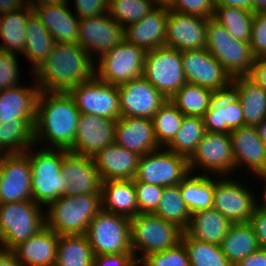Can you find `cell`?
<instances>
[{"instance_id": "6da1fadb", "label": "cell", "mask_w": 266, "mask_h": 266, "mask_svg": "<svg viewBox=\"0 0 266 266\" xmlns=\"http://www.w3.org/2000/svg\"><path fill=\"white\" fill-rule=\"evenodd\" d=\"M80 114L68 92H40L34 124L35 145L39 142L43 148L53 146L69 151L75 143Z\"/></svg>"}, {"instance_id": "7a4b0ae2", "label": "cell", "mask_w": 266, "mask_h": 266, "mask_svg": "<svg viewBox=\"0 0 266 266\" xmlns=\"http://www.w3.org/2000/svg\"><path fill=\"white\" fill-rule=\"evenodd\" d=\"M95 63L80 44L57 43L33 79L40 92H69L95 76Z\"/></svg>"}, {"instance_id": "3957f363", "label": "cell", "mask_w": 266, "mask_h": 266, "mask_svg": "<svg viewBox=\"0 0 266 266\" xmlns=\"http://www.w3.org/2000/svg\"><path fill=\"white\" fill-rule=\"evenodd\" d=\"M45 225L59 235L86 234L102 210V194L62 196L47 206Z\"/></svg>"}, {"instance_id": "277c9868", "label": "cell", "mask_w": 266, "mask_h": 266, "mask_svg": "<svg viewBox=\"0 0 266 266\" xmlns=\"http://www.w3.org/2000/svg\"><path fill=\"white\" fill-rule=\"evenodd\" d=\"M33 147L38 146L34 145L25 152L29 157L32 172V200L42 207L48 206L64 196L69 184L61 170L65 150L42 147L32 151Z\"/></svg>"}, {"instance_id": "5b68a950", "label": "cell", "mask_w": 266, "mask_h": 266, "mask_svg": "<svg viewBox=\"0 0 266 266\" xmlns=\"http://www.w3.org/2000/svg\"><path fill=\"white\" fill-rule=\"evenodd\" d=\"M43 211L33 200L0 204V249L11 251L43 228Z\"/></svg>"}, {"instance_id": "8992f818", "label": "cell", "mask_w": 266, "mask_h": 266, "mask_svg": "<svg viewBox=\"0 0 266 266\" xmlns=\"http://www.w3.org/2000/svg\"><path fill=\"white\" fill-rule=\"evenodd\" d=\"M182 234L183 230L177 225L152 213H139L130 218L131 249L139 262L149 254L176 246Z\"/></svg>"}, {"instance_id": "52a82bcc", "label": "cell", "mask_w": 266, "mask_h": 266, "mask_svg": "<svg viewBox=\"0 0 266 266\" xmlns=\"http://www.w3.org/2000/svg\"><path fill=\"white\" fill-rule=\"evenodd\" d=\"M206 49L222 65L231 78L250 76L254 56L249 42L234 39L213 18L208 20Z\"/></svg>"}, {"instance_id": "ba28073f", "label": "cell", "mask_w": 266, "mask_h": 266, "mask_svg": "<svg viewBox=\"0 0 266 266\" xmlns=\"http://www.w3.org/2000/svg\"><path fill=\"white\" fill-rule=\"evenodd\" d=\"M86 236L94 256L133 253L130 218L101 210L90 222Z\"/></svg>"}, {"instance_id": "9c48e42d", "label": "cell", "mask_w": 266, "mask_h": 266, "mask_svg": "<svg viewBox=\"0 0 266 266\" xmlns=\"http://www.w3.org/2000/svg\"><path fill=\"white\" fill-rule=\"evenodd\" d=\"M142 76L170 99L187 83L181 51L167 46L146 51Z\"/></svg>"}, {"instance_id": "30bf717a", "label": "cell", "mask_w": 266, "mask_h": 266, "mask_svg": "<svg viewBox=\"0 0 266 266\" xmlns=\"http://www.w3.org/2000/svg\"><path fill=\"white\" fill-rule=\"evenodd\" d=\"M146 51L125 39L95 64V76L111 85H120L142 77Z\"/></svg>"}, {"instance_id": "8fae6325", "label": "cell", "mask_w": 266, "mask_h": 266, "mask_svg": "<svg viewBox=\"0 0 266 266\" xmlns=\"http://www.w3.org/2000/svg\"><path fill=\"white\" fill-rule=\"evenodd\" d=\"M189 174L185 156L160 147L140 156L133 181L168 187L179 185Z\"/></svg>"}, {"instance_id": "7c38bea8", "label": "cell", "mask_w": 266, "mask_h": 266, "mask_svg": "<svg viewBox=\"0 0 266 266\" xmlns=\"http://www.w3.org/2000/svg\"><path fill=\"white\" fill-rule=\"evenodd\" d=\"M199 166V167H198ZM196 168L203 175L230 176L236 173L232 144L229 134L206 132L197 145L196 151L188 159V169L193 173Z\"/></svg>"}, {"instance_id": "4fadbf2b", "label": "cell", "mask_w": 266, "mask_h": 266, "mask_svg": "<svg viewBox=\"0 0 266 266\" xmlns=\"http://www.w3.org/2000/svg\"><path fill=\"white\" fill-rule=\"evenodd\" d=\"M237 181L229 176L216 177L212 208L232 223H249L259 201L251 188Z\"/></svg>"}, {"instance_id": "5bb4252c", "label": "cell", "mask_w": 266, "mask_h": 266, "mask_svg": "<svg viewBox=\"0 0 266 266\" xmlns=\"http://www.w3.org/2000/svg\"><path fill=\"white\" fill-rule=\"evenodd\" d=\"M80 113L118 120L121 117L117 85H111L94 76L68 92Z\"/></svg>"}, {"instance_id": "9a60e30c", "label": "cell", "mask_w": 266, "mask_h": 266, "mask_svg": "<svg viewBox=\"0 0 266 266\" xmlns=\"http://www.w3.org/2000/svg\"><path fill=\"white\" fill-rule=\"evenodd\" d=\"M181 56L187 83L207 87L216 93L230 90L232 78L206 48L181 51Z\"/></svg>"}, {"instance_id": "2e32d148", "label": "cell", "mask_w": 266, "mask_h": 266, "mask_svg": "<svg viewBox=\"0 0 266 266\" xmlns=\"http://www.w3.org/2000/svg\"><path fill=\"white\" fill-rule=\"evenodd\" d=\"M0 204L32 200V172L28 155L0 154Z\"/></svg>"}, {"instance_id": "e0dca14e", "label": "cell", "mask_w": 266, "mask_h": 266, "mask_svg": "<svg viewBox=\"0 0 266 266\" xmlns=\"http://www.w3.org/2000/svg\"><path fill=\"white\" fill-rule=\"evenodd\" d=\"M78 39L79 44L94 61L92 54H98L100 59L124 40V27L108 13L98 17L82 18L79 21Z\"/></svg>"}, {"instance_id": "ac0fdd59", "label": "cell", "mask_w": 266, "mask_h": 266, "mask_svg": "<svg viewBox=\"0 0 266 266\" xmlns=\"http://www.w3.org/2000/svg\"><path fill=\"white\" fill-rule=\"evenodd\" d=\"M121 117L152 119L168 100L143 76L118 85Z\"/></svg>"}, {"instance_id": "d6986e66", "label": "cell", "mask_w": 266, "mask_h": 266, "mask_svg": "<svg viewBox=\"0 0 266 266\" xmlns=\"http://www.w3.org/2000/svg\"><path fill=\"white\" fill-rule=\"evenodd\" d=\"M208 20L168 9L165 46L178 51L206 48Z\"/></svg>"}, {"instance_id": "ffe728a7", "label": "cell", "mask_w": 266, "mask_h": 266, "mask_svg": "<svg viewBox=\"0 0 266 266\" xmlns=\"http://www.w3.org/2000/svg\"><path fill=\"white\" fill-rule=\"evenodd\" d=\"M61 170L69 183L64 196L101 194L102 180L92 157L65 150Z\"/></svg>"}, {"instance_id": "44dd1931", "label": "cell", "mask_w": 266, "mask_h": 266, "mask_svg": "<svg viewBox=\"0 0 266 266\" xmlns=\"http://www.w3.org/2000/svg\"><path fill=\"white\" fill-rule=\"evenodd\" d=\"M115 120L81 113L75 143L69 150L78 155L95 156L101 149L114 142Z\"/></svg>"}, {"instance_id": "7402d4cb", "label": "cell", "mask_w": 266, "mask_h": 266, "mask_svg": "<svg viewBox=\"0 0 266 266\" xmlns=\"http://www.w3.org/2000/svg\"><path fill=\"white\" fill-rule=\"evenodd\" d=\"M232 152L237 167L249 168L255 176L266 173V145L260 139L255 126H240L230 133Z\"/></svg>"}, {"instance_id": "603a6c76", "label": "cell", "mask_w": 266, "mask_h": 266, "mask_svg": "<svg viewBox=\"0 0 266 266\" xmlns=\"http://www.w3.org/2000/svg\"><path fill=\"white\" fill-rule=\"evenodd\" d=\"M114 142L140 156L160 148L149 118L120 117L115 123Z\"/></svg>"}, {"instance_id": "cb8c5ba5", "label": "cell", "mask_w": 266, "mask_h": 266, "mask_svg": "<svg viewBox=\"0 0 266 266\" xmlns=\"http://www.w3.org/2000/svg\"><path fill=\"white\" fill-rule=\"evenodd\" d=\"M167 6H157L142 20L124 27V39L145 51L165 46Z\"/></svg>"}, {"instance_id": "d4e9b609", "label": "cell", "mask_w": 266, "mask_h": 266, "mask_svg": "<svg viewBox=\"0 0 266 266\" xmlns=\"http://www.w3.org/2000/svg\"><path fill=\"white\" fill-rule=\"evenodd\" d=\"M70 0L33 9L41 23L48 29L57 43L79 44V21L69 8Z\"/></svg>"}, {"instance_id": "484cf974", "label": "cell", "mask_w": 266, "mask_h": 266, "mask_svg": "<svg viewBox=\"0 0 266 266\" xmlns=\"http://www.w3.org/2000/svg\"><path fill=\"white\" fill-rule=\"evenodd\" d=\"M60 235L46 225L11 252L22 266H52L56 264Z\"/></svg>"}, {"instance_id": "4316f807", "label": "cell", "mask_w": 266, "mask_h": 266, "mask_svg": "<svg viewBox=\"0 0 266 266\" xmlns=\"http://www.w3.org/2000/svg\"><path fill=\"white\" fill-rule=\"evenodd\" d=\"M92 158L101 180L108 181L133 179L136 175L140 155L112 142Z\"/></svg>"}, {"instance_id": "83f0119b", "label": "cell", "mask_w": 266, "mask_h": 266, "mask_svg": "<svg viewBox=\"0 0 266 266\" xmlns=\"http://www.w3.org/2000/svg\"><path fill=\"white\" fill-rule=\"evenodd\" d=\"M40 88L18 85L0 91V122L35 121Z\"/></svg>"}, {"instance_id": "f1b7e54d", "label": "cell", "mask_w": 266, "mask_h": 266, "mask_svg": "<svg viewBox=\"0 0 266 266\" xmlns=\"http://www.w3.org/2000/svg\"><path fill=\"white\" fill-rule=\"evenodd\" d=\"M230 90L241 103L244 125L256 126L266 118V91L254 79L234 77Z\"/></svg>"}, {"instance_id": "f546056e", "label": "cell", "mask_w": 266, "mask_h": 266, "mask_svg": "<svg viewBox=\"0 0 266 266\" xmlns=\"http://www.w3.org/2000/svg\"><path fill=\"white\" fill-rule=\"evenodd\" d=\"M102 209L128 218L139 214L133 179L102 181Z\"/></svg>"}, {"instance_id": "4dcf8cb0", "label": "cell", "mask_w": 266, "mask_h": 266, "mask_svg": "<svg viewBox=\"0 0 266 266\" xmlns=\"http://www.w3.org/2000/svg\"><path fill=\"white\" fill-rule=\"evenodd\" d=\"M232 224L220 212L211 208L192 213L185 232L196 240L220 246Z\"/></svg>"}, {"instance_id": "1f68e13d", "label": "cell", "mask_w": 266, "mask_h": 266, "mask_svg": "<svg viewBox=\"0 0 266 266\" xmlns=\"http://www.w3.org/2000/svg\"><path fill=\"white\" fill-rule=\"evenodd\" d=\"M54 38L40 19L32 12L26 22V44L23 55L33 66L30 71L34 73L47 59L53 45Z\"/></svg>"}, {"instance_id": "d6a6232c", "label": "cell", "mask_w": 266, "mask_h": 266, "mask_svg": "<svg viewBox=\"0 0 266 266\" xmlns=\"http://www.w3.org/2000/svg\"><path fill=\"white\" fill-rule=\"evenodd\" d=\"M220 247L233 266L260 249L255 231L249 223H233Z\"/></svg>"}, {"instance_id": "836d02e7", "label": "cell", "mask_w": 266, "mask_h": 266, "mask_svg": "<svg viewBox=\"0 0 266 266\" xmlns=\"http://www.w3.org/2000/svg\"><path fill=\"white\" fill-rule=\"evenodd\" d=\"M33 12L28 6L0 15V50L22 53L26 44V22Z\"/></svg>"}, {"instance_id": "e575fe53", "label": "cell", "mask_w": 266, "mask_h": 266, "mask_svg": "<svg viewBox=\"0 0 266 266\" xmlns=\"http://www.w3.org/2000/svg\"><path fill=\"white\" fill-rule=\"evenodd\" d=\"M215 189L214 176L190 173L181 183L180 192L190 213L211 209Z\"/></svg>"}, {"instance_id": "d590c367", "label": "cell", "mask_w": 266, "mask_h": 266, "mask_svg": "<svg viewBox=\"0 0 266 266\" xmlns=\"http://www.w3.org/2000/svg\"><path fill=\"white\" fill-rule=\"evenodd\" d=\"M216 96L212 89L185 83L169 100L183 115L203 117Z\"/></svg>"}, {"instance_id": "8d00e7d4", "label": "cell", "mask_w": 266, "mask_h": 266, "mask_svg": "<svg viewBox=\"0 0 266 266\" xmlns=\"http://www.w3.org/2000/svg\"><path fill=\"white\" fill-rule=\"evenodd\" d=\"M94 254L86 234L60 235L57 266H93Z\"/></svg>"}, {"instance_id": "74e56055", "label": "cell", "mask_w": 266, "mask_h": 266, "mask_svg": "<svg viewBox=\"0 0 266 266\" xmlns=\"http://www.w3.org/2000/svg\"><path fill=\"white\" fill-rule=\"evenodd\" d=\"M35 121L0 122V154L24 153L34 146Z\"/></svg>"}, {"instance_id": "f35d334b", "label": "cell", "mask_w": 266, "mask_h": 266, "mask_svg": "<svg viewBox=\"0 0 266 266\" xmlns=\"http://www.w3.org/2000/svg\"><path fill=\"white\" fill-rule=\"evenodd\" d=\"M152 214L167 222L174 223L183 231L188 228L191 213L182 198L180 184L164 187L158 207Z\"/></svg>"}, {"instance_id": "ab89813d", "label": "cell", "mask_w": 266, "mask_h": 266, "mask_svg": "<svg viewBox=\"0 0 266 266\" xmlns=\"http://www.w3.org/2000/svg\"><path fill=\"white\" fill-rule=\"evenodd\" d=\"M254 12L240 7L216 5L213 19L237 40L249 42Z\"/></svg>"}, {"instance_id": "60d3db41", "label": "cell", "mask_w": 266, "mask_h": 266, "mask_svg": "<svg viewBox=\"0 0 266 266\" xmlns=\"http://www.w3.org/2000/svg\"><path fill=\"white\" fill-rule=\"evenodd\" d=\"M205 133L203 117L184 115L179 131L164 148L189 159L196 151L197 145Z\"/></svg>"}, {"instance_id": "b9f144b4", "label": "cell", "mask_w": 266, "mask_h": 266, "mask_svg": "<svg viewBox=\"0 0 266 266\" xmlns=\"http://www.w3.org/2000/svg\"><path fill=\"white\" fill-rule=\"evenodd\" d=\"M181 241L187 249L190 266H233L219 245L196 240L185 231Z\"/></svg>"}, {"instance_id": "7bdbcfd3", "label": "cell", "mask_w": 266, "mask_h": 266, "mask_svg": "<svg viewBox=\"0 0 266 266\" xmlns=\"http://www.w3.org/2000/svg\"><path fill=\"white\" fill-rule=\"evenodd\" d=\"M184 115L168 99L154 114L152 120L158 145L166 147L179 131ZM165 145V146H164Z\"/></svg>"}, {"instance_id": "ee69618b", "label": "cell", "mask_w": 266, "mask_h": 266, "mask_svg": "<svg viewBox=\"0 0 266 266\" xmlns=\"http://www.w3.org/2000/svg\"><path fill=\"white\" fill-rule=\"evenodd\" d=\"M157 6L153 0H109L107 13L125 27L142 20Z\"/></svg>"}, {"instance_id": "f6af8a7d", "label": "cell", "mask_w": 266, "mask_h": 266, "mask_svg": "<svg viewBox=\"0 0 266 266\" xmlns=\"http://www.w3.org/2000/svg\"><path fill=\"white\" fill-rule=\"evenodd\" d=\"M140 266H190L189 255L183 242L162 252L145 256Z\"/></svg>"}, {"instance_id": "bcb514c9", "label": "cell", "mask_w": 266, "mask_h": 266, "mask_svg": "<svg viewBox=\"0 0 266 266\" xmlns=\"http://www.w3.org/2000/svg\"><path fill=\"white\" fill-rule=\"evenodd\" d=\"M139 213H153L161 200L164 187L134 181Z\"/></svg>"}, {"instance_id": "7dc6e473", "label": "cell", "mask_w": 266, "mask_h": 266, "mask_svg": "<svg viewBox=\"0 0 266 266\" xmlns=\"http://www.w3.org/2000/svg\"><path fill=\"white\" fill-rule=\"evenodd\" d=\"M18 54L0 50V91L21 85Z\"/></svg>"}, {"instance_id": "c3c4849f", "label": "cell", "mask_w": 266, "mask_h": 266, "mask_svg": "<svg viewBox=\"0 0 266 266\" xmlns=\"http://www.w3.org/2000/svg\"><path fill=\"white\" fill-rule=\"evenodd\" d=\"M215 0H173L167 8L172 11L211 19L215 13Z\"/></svg>"}, {"instance_id": "681fc988", "label": "cell", "mask_w": 266, "mask_h": 266, "mask_svg": "<svg viewBox=\"0 0 266 266\" xmlns=\"http://www.w3.org/2000/svg\"><path fill=\"white\" fill-rule=\"evenodd\" d=\"M225 92L217 93L209 109L203 116L206 132L225 134Z\"/></svg>"}, {"instance_id": "f907efd6", "label": "cell", "mask_w": 266, "mask_h": 266, "mask_svg": "<svg viewBox=\"0 0 266 266\" xmlns=\"http://www.w3.org/2000/svg\"><path fill=\"white\" fill-rule=\"evenodd\" d=\"M249 44L254 58L266 56V11L254 12Z\"/></svg>"}, {"instance_id": "816d5d0a", "label": "cell", "mask_w": 266, "mask_h": 266, "mask_svg": "<svg viewBox=\"0 0 266 266\" xmlns=\"http://www.w3.org/2000/svg\"><path fill=\"white\" fill-rule=\"evenodd\" d=\"M224 116L225 134H229L232 130L244 126V115L241 103L231 90L225 92Z\"/></svg>"}, {"instance_id": "f5cc1de1", "label": "cell", "mask_w": 266, "mask_h": 266, "mask_svg": "<svg viewBox=\"0 0 266 266\" xmlns=\"http://www.w3.org/2000/svg\"><path fill=\"white\" fill-rule=\"evenodd\" d=\"M109 0H74L75 14L78 18L98 17L108 12Z\"/></svg>"}, {"instance_id": "db71d44e", "label": "cell", "mask_w": 266, "mask_h": 266, "mask_svg": "<svg viewBox=\"0 0 266 266\" xmlns=\"http://www.w3.org/2000/svg\"><path fill=\"white\" fill-rule=\"evenodd\" d=\"M139 260L133 253L96 255L93 266H138Z\"/></svg>"}, {"instance_id": "11a10c76", "label": "cell", "mask_w": 266, "mask_h": 266, "mask_svg": "<svg viewBox=\"0 0 266 266\" xmlns=\"http://www.w3.org/2000/svg\"><path fill=\"white\" fill-rule=\"evenodd\" d=\"M249 224L255 231L260 249L266 250V211L257 206Z\"/></svg>"}, {"instance_id": "9f6ffc18", "label": "cell", "mask_w": 266, "mask_h": 266, "mask_svg": "<svg viewBox=\"0 0 266 266\" xmlns=\"http://www.w3.org/2000/svg\"><path fill=\"white\" fill-rule=\"evenodd\" d=\"M250 77L266 91V56L255 58Z\"/></svg>"}, {"instance_id": "6f0895ef", "label": "cell", "mask_w": 266, "mask_h": 266, "mask_svg": "<svg viewBox=\"0 0 266 266\" xmlns=\"http://www.w3.org/2000/svg\"><path fill=\"white\" fill-rule=\"evenodd\" d=\"M235 266H266V250L259 249L243 258Z\"/></svg>"}, {"instance_id": "680465c9", "label": "cell", "mask_w": 266, "mask_h": 266, "mask_svg": "<svg viewBox=\"0 0 266 266\" xmlns=\"http://www.w3.org/2000/svg\"><path fill=\"white\" fill-rule=\"evenodd\" d=\"M25 6V0H0V15L22 9Z\"/></svg>"}, {"instance_id": "91938a15", "label": "cell", "mask_w": 266, "mask_h": 266, "mask_svg": "<svg viewBox=\"0 0 266 266\" xmlns=\"http://www.w3.org/2000/svg\"><path fill=\"white\" fill-rule=\"evenodd\" d=\"M215 5L240 7L253 11V0H215Z\"/></svg>"}, {"instance_id": "94428289", "label": "cell", "mask_w": 266, "mask_h": 266, "mask_svg": "<svg viewBox=\"0 0 266 266\" xmlns=\"http://www.w3.org/2000/svg\"><path fill=\"white\" fill-rule=\"evenodd\" d=\"M0 266H22L11 251L0 249Z\"/></svg>"}, {"instance_id": "6125c7cd", "label": "cell", "mask_w": 266, "mask_h": 266, "mask_svg": "<svg viewBox=\"0 0 266 266\" xmlns=\"http://www.w3.org/2000/svg\"><path fill=\"white\" fill-rule=\"evenodd\" d=\"M60 1L63 0H26V6L31 8L32 10L37 7L45 6V5H50V4H56Z\"/></svg>"}, {"instance_id": "be15d7a7", "label": "cell", "mask_w": 266, "mask_h": 266, "mask_svg": "<svg viewBox=\"0 0 266 266\" xmlns=\"http://www.w3.org/2000/svg\"><path fill=\"white\" fill-rule=\"evenodd\" d=\"M260 139L266 145V118L258 125L255 126Z\"/></svg>"}, {"instance_id": "e7e4bbea", "label": "cell", "mask_w": 266, "mask_h": 266, "mask_svg": "<svg viewBox=\"0 0 266 266\" xmlns=\"http://www.w3.org/2000/svg\"><path fill=\"white\" fill-rule=\"evenodd\" d=\"M257 178H259V179H261V180H263L264 181V191H263V193H264V196L262 197V198H264V199H262L261 201L262 202H259L258 203V206L259 207H261L263 210H265L266 211V173H263V174H260V175H257L256 176ZM264 200V201H263ZM261 203V204H260Z\"/></svg>"}, {"instance_id": "03108f58", "label": "cell", "mask_w": 266, "mask_h": 266, "mask_svg": "<svg viewBox=\"0 0 266 266\" xmlns=\"http://www.w3.org/2000/svg\"><path fill=\"white\" fill-rule=\"evenodd\" d=\"M266 11V0H253V12Z\"/></svg>"}, {"instance_id": "003e7915", "label": "cell", "mask_w": 266, "mask_h": 266, "mask_svg": "<svg viewBox=\"0 0 266 266\" xmlns=\"http://www.w3.org/2000/svg\"><path fill=\"white\" fill-rule=\"evenodd\" d=\"M158 6H168L173 0H153Z\"/></svg>"}, {"instance_id": "a7ac6f4b", "label": "cell", "mask_w": 266, "mask_h": 266, "mask_svg": "<svg viewBox=\"0 0 266 266\" xmlns=\"http://www.w3.org/2000/svg\"><path fill=\"white\" fill-rule=\"evenodd\" d=\"M0 182H1V164H0Z\"/></svg>"}]
</instances>
